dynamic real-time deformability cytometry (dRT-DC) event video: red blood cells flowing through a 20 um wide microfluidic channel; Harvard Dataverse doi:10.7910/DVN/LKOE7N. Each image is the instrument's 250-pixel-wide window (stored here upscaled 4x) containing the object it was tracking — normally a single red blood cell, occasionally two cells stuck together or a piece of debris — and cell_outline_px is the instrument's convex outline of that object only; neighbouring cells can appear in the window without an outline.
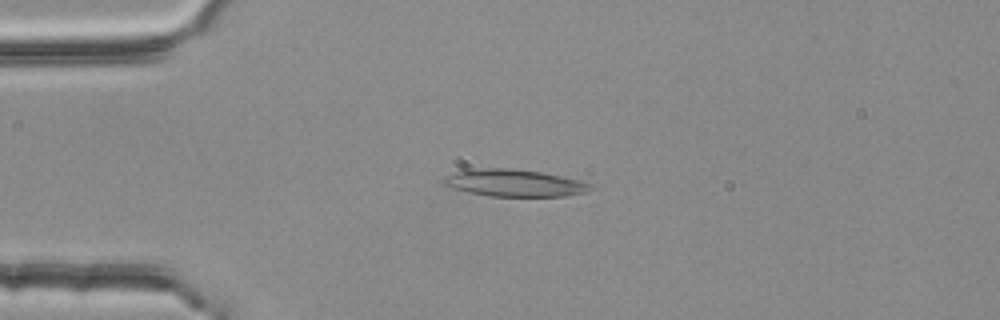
{"species": "common noctule bat (a hibernating species)", "species_latin": "Nyctalus noctula", "temperature_condition": "room temperature", "stored_images_in_passage": 53, "camera_frame_rate_fps": 3000, "um_per_image_px": 0.085, "animal": {"sex": "female", "body_mass_g": 25.1}, "frame": {"image": 1, "passage_image": 12, "time_ms": 3.667, "image_size_px": [1000, 320], "cell_outline_px": [[596, 188], [588, 192], [564, 196], [492, 196], [468, 192], [444, 184], [440, 180], [456, 172], [484, 168], [512, 168], [540, 172], [580, 180], [592, 184]], "centroid_in_image_um": [43.81, 15.56], "position_along_channel_um": 41.2, "area_um2": 22.95}}
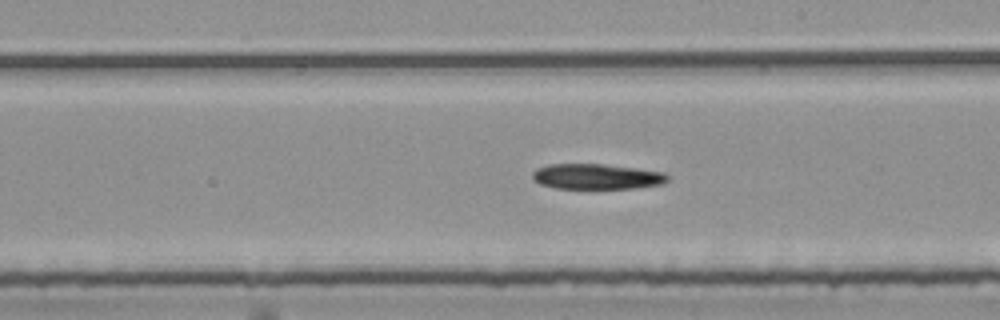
{"frame": {"image": 2, "passage_image": 30, "time_ms": 9.667, "image_size_px": [1000, 320], "cell_outline_px": [[668, 180], [664, 184], [636, 188], [556, 188], [540, 184], [532, 180], [532, 172], [536, 168], [548, 164], [604, 164], [636, 168], [664, 172], [668, 176]], "centroid_in_image_um": [50.7, 15.0], "position_along_channel_um": 238.3, "area_um2": 20.11}}
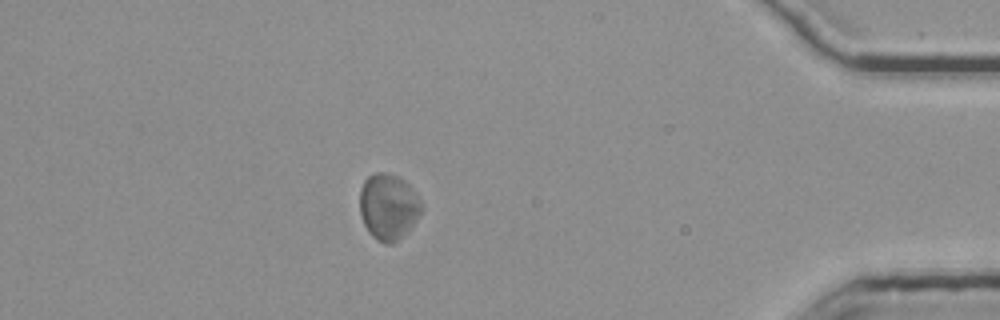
{"frame": {"image": 3, "passage_image": 47, "time_ms": 15.333, "image_size_px": [1000, 320], "cell_outline_px": [[420, 212], [412, 224], [392, 244], [384, 244], [376, 240], [372, 236], [364, 224], [360, 212], [360, 188], [364, 180], [368, 176], [376, 172], [388, 172], [404, 180], [408, 184], [420, 200]], "centroid_in_image_um": [32.95, 17.54], "position_along_channel_um": 402.2, "area_um2": 23.29}}